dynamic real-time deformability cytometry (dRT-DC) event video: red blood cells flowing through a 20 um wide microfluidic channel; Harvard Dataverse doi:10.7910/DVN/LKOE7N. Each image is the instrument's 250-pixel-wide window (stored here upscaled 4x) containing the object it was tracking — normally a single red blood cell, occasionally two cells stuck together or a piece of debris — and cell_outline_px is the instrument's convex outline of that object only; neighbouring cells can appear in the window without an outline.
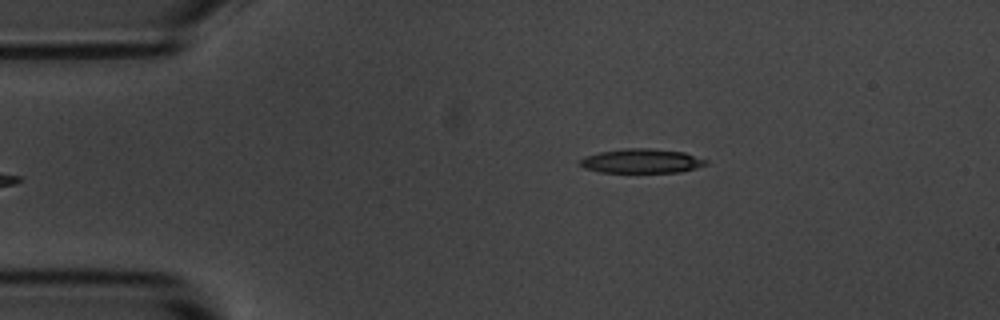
{"species": "common noctule bat (a hibernating species)", "species_latin": "Nyctalus noctula", "temperature_condition": "room temperature", "stored_images_in_passage": 5, "camera_frame_rate_fps": 3000, "um_per_image_px": 0.085, "animal": {"sex": "male", "body_mass_g": 20.1, "forearm_length_mm": 53.5}, "frame": {"image": 1, "passage_image": 5, "time_ms": 5.667, "image_size_px": [1000, 320], "cell_outline_px": [[708, 164], [696, 168], [680, 172], [600, 172], [584, 168], [580, 164], [580, 160], [584, 156], [600, 152], [624, 148], [648, 148], [684, 152], [708, 160]], "centroid_in_image_um": [54.55, 13.68], "position_along_channel_um": 30.5, "area_um2": 17.8}}